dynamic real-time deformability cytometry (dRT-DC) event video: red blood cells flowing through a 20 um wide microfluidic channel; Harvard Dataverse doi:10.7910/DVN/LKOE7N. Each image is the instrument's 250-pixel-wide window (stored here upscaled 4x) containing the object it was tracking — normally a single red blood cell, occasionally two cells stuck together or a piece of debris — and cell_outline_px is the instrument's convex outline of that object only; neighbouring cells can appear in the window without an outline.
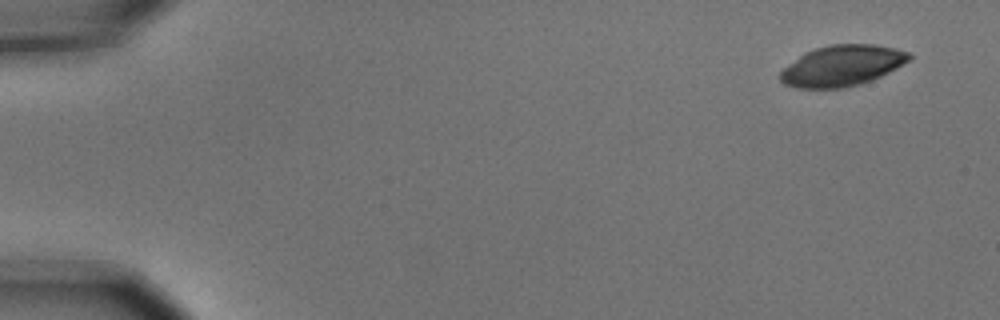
{"species": "common noctule bat (a hibernating species)", "species_latin": "Nyctalus noctula", "temperature_condition": "cold", "stored_images_in_passage": 5, "camera_frame_rate_fps": 3000, "um_per_image_px": 0.085, "animal": {"sex": "male", "body_mass_g": 15.6}, "frame": {"image": 1, "passage_image": 1, "time_ms": 0.0, "image_size_px": [1000, 320], "cell_outline_px": [[912, 56], [908, 60], [896, 68], [872, 80], [860, 84], [844, 88], [796, 88], [784, 84], [780, 80], [780, 72], [784, 68], [804, 52], [828, 44], [872, 44], [896, 48], [908, 52]], "centroid_in_image_um": [71.56, 5.58], "position_along_channel_um": 13.4, "area_um2": 30.58}}
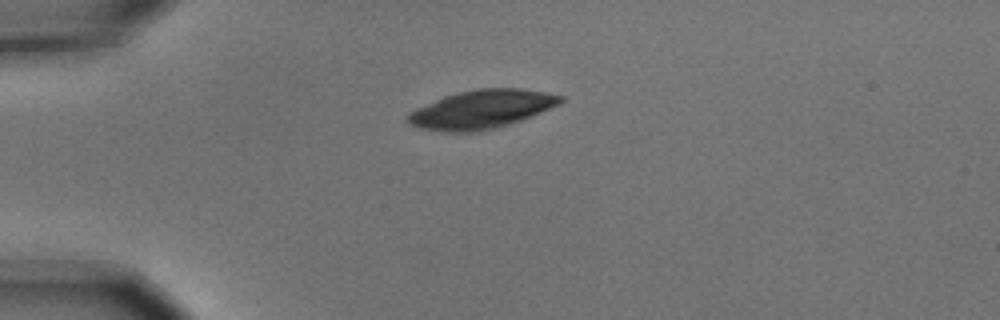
{"frame": {"image": 2, "passage_image": 4, "time_ms": 1.0, "image_size_px": [1000, 320], "cell_outline_px": [[564, 100], [560, 104], [532, 116], [496, 128], [476, 132], [444, 132], [420, 128], [408, 124], [404, 120], [408, 112], [416, 108], [444, 96], [476, 88], [524, 88], [564, 96]], "centroid_in_image_um": [40.9, 9.29], "position_along_channel_um": 44.1, "area_um2": 34.51}}